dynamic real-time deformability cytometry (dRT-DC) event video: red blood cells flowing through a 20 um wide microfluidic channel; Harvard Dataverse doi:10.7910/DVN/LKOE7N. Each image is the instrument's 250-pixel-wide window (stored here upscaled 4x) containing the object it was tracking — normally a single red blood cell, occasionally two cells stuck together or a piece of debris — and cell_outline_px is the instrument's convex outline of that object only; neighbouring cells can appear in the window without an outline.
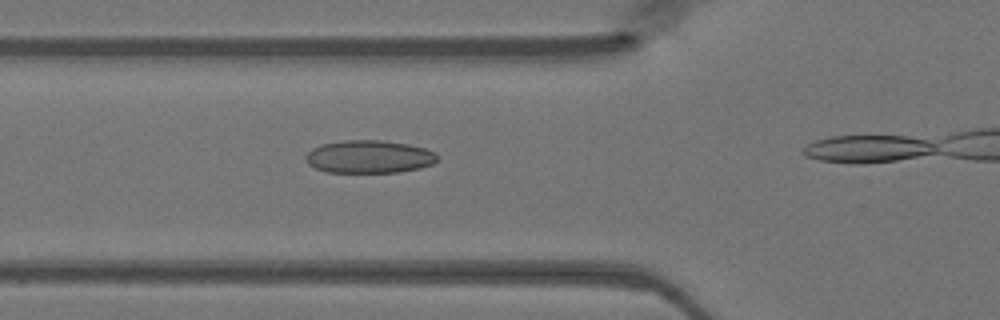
{"species": "Egyptian fruit bat (a non-hibernating species)", "species_latin": "Rousettus aegyptiacus", "temperature_condition": "warm", "stored_images_in_passage": 15, "camera_frame_rate_fps": 3000, "um_per_image_px": 0.085, "animal": {"sex": "female"}, "frame": {"image": 1, "passage_image": 11, "time_ms": 3.333, "image_size_px": [1000, 320], "cell_outline_px": [[440, 156], [432, 164], [420, 168], [400, 172], [324, 172], [308, 164], [304, 156], [312, 148], [324, 144], [344, 140], [380, 140], [408, 144], [424, 148]], "centroid_in_image_um": [31.36, 13.32], "position_along_channel_um": 94.4, "area_um2": 25.14}}